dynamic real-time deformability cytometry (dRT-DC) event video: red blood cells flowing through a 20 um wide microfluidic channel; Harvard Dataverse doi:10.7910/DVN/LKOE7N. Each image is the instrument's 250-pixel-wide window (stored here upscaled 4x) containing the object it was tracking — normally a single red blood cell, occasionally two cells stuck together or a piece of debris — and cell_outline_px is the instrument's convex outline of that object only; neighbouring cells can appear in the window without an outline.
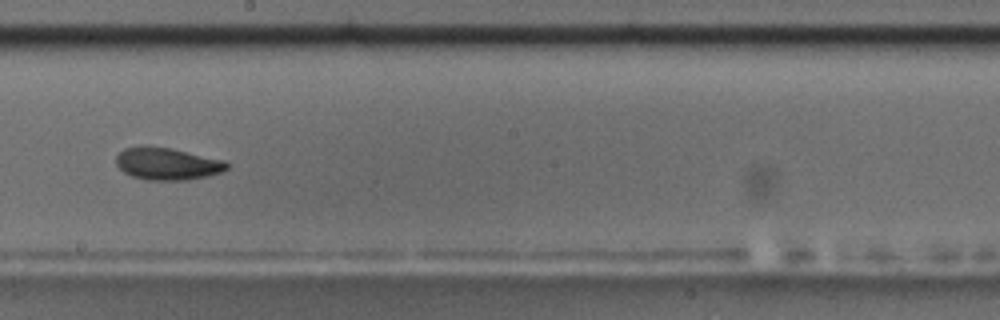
{"species": "common noctule bat (a hibernating species)", "species_latin": "Nyctalus noctula", "temperature_condition": "room temperature", "stored_images_in_passage": 10, "camera_frame_rate_fps": 3000, "um_per_image_px": 0.085, "animal": {"sex": "male", "body_mass_g": 17.5, "forearm_length_mm": 52.3}, "frame": {"image": 1, "passage_image": 9, "time_ms": 9.333, "image_size_px": [1000, 320], "cell_outline_px": [[228, 168], [220, 172], [208, 176], [184, 180], [148, 180], [132, 176], [124, 172], [116, 164], [116, 156], [124, 148], [140, 144], [144, 144], [172, 148], [224, 160], [228, 164]], "centroid_in_image_um": [14.18, 13.89], "position_along_channel_um": 234.0, "area_um2": 21.04}}